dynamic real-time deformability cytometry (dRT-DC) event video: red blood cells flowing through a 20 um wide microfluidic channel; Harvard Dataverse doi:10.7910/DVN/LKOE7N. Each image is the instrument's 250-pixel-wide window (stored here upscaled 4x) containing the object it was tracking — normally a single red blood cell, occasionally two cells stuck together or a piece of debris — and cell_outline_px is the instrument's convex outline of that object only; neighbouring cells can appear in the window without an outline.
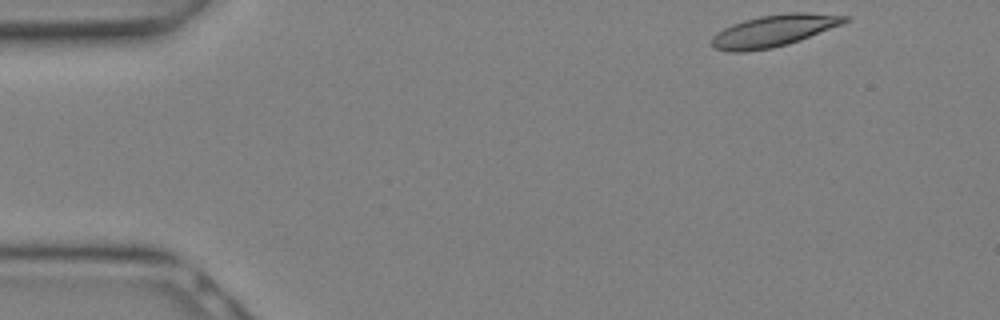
{"species": "Egyptian fruit bat (a non-hibernating species)", "species_latin": "Rousettus aegyptiacus", "temperature_condition": "warm", "stored_images_in_passage": 12, "camera_frame_rate_fps": 3000, "um_per_image_px": 0.085, "animal": {"sex": "female"}, "frame": {"image": 1, "passage_image": 1, "time_ms": 0.0, "image_size_px": [1000, 320], "cell_outline_px": [[852, 20], [800, 40], [788, 44], [772, 48], [744, 52], [728, 52], [716, 48], [712, 44], [712, 36], [716, 32], [732, 24], [744, 20], [760, 16], [784, 12], [808, 12], [852, 16]], "centroid_in_image_um": [65.81, 2.6], "position_along_channel_um": 19.2, "area_um2": 24.85}}
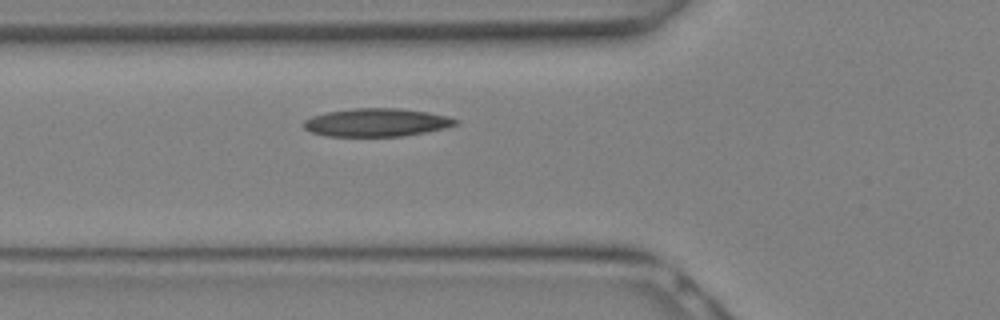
{"frame": {"image": 2, "passage_image": 8, "time_ms": 2.333, "image_size_px": [1000, 320], "cell_outline_px": [[460, 120], [456, 124], [444, 128], [428, 132], [404, 136], [328, 136], [312, 132], [304, 128], [304, 120], [312, 116], [328, 112], [352, 108], [400, 108], [428, 112], [448, 116]], "centroid_in_image_um": [32.04, 10.4], "position_along_channel_um": 93.8, "area_um2": 24.91}}
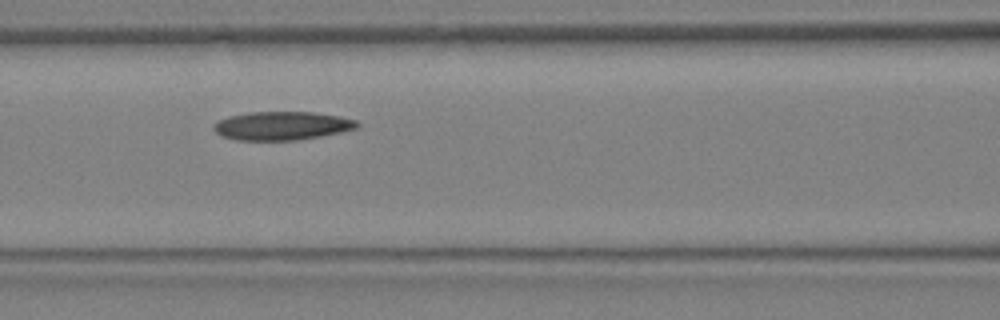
{"frame": {"image": 3, "passage_image": 10, "time_ms": 3.0, "image_size_px": [1000, 320], "cell_outline_px": [[360, 124], [356, 128], [340, 132], [320, 136], [296, 140], [236, 140], [220, 136], [212, 128], [216, 120], [228, 116], [248, 112], [312, 112], [340, 116], [356, 120]], "centroid_in_image_um": [23.91, 10.68], "position_along_channel_um": 142.7, "area_um2": 23.93}}